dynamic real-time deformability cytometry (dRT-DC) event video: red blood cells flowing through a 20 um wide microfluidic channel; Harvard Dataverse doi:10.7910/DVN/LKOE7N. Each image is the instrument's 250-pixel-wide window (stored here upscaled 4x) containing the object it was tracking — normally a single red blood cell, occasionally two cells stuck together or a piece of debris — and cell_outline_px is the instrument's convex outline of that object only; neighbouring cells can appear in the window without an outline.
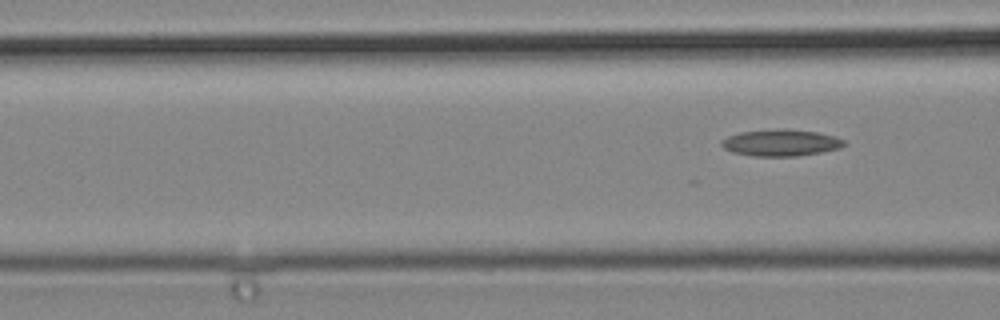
{"species": "common noctule bat (a hibernating species)", "species_latin": "Nyctalus noctula", "temperature_condition": "cold", "stored_images_in_passage": 7, "camera_frame_rate_fps": 3000, "um_per_image_px": 0.085, "animal": {"sex": "male", "body_mass_g": 19.2, "forearm_length_mm": 51.8}, "frame": {"image": 1, "passage_image": 7, "time_ms": 2.0, "image_size_px": [1000, 320], "cell_outline_px": [[848, 144], [840, 148], [820, 152], [796, 156], [752, 156], [732, 152], [724, 148], [720, 144], [720, 140], [728, 136], [740, 132], [784, 128], [816, 132], [836, 136], [844, 140]], "centroid_in_image_um": [66.37, 12.13], "position_along_channel_um": 100.2, "area_um2": 19.13}}